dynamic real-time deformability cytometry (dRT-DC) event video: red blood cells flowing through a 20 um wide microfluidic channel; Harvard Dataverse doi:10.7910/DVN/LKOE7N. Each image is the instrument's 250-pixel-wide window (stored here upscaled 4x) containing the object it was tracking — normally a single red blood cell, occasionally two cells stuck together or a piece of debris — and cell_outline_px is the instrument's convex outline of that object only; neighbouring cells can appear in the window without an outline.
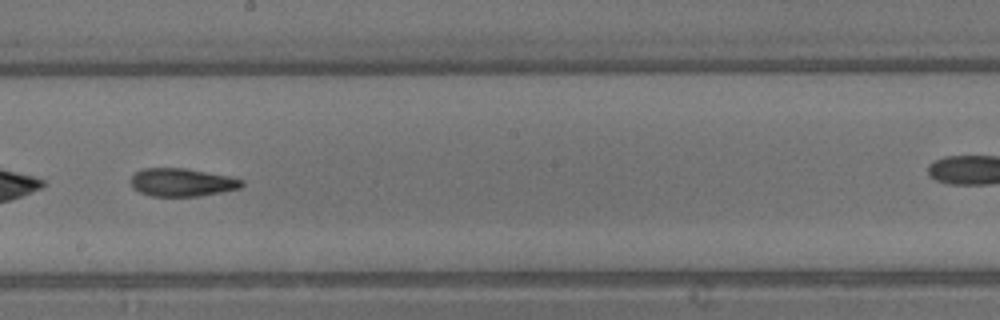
{"species": "common noctule bat (a hibernating species)", "species_latin": "Nyctalus noctula", "temperature_condition": "warm", "stored_images_in_passage": 26, "camera_frame_rate_fps": 3000, "um_per_image_px": 0.085, "animal": {"sex": "male", "body_mass_g": 13.3}, "frame": {"image": 1, "passage_image": 12, "time_ms": 3.667, "image_size_px": [1000, 320], "cell_outline_px": [[244, 184], [240, 188], [200, 196], [152, 196], [140, 192], [132, 188], [132, 176], [136, 172], [144, 168], [184, 168], [228, 176], [244, 180]], "centroid_in_image_um": [15.47, 15.5], "position_along_channel_um": 232.7, "area_um2": 17.98}, "authors_computed_cell_mechanics": {"area_um2": 18.2648, "velocity_mm_per_s": 4.7482, "shape_relaxation_time_tau1_ms": 7.6291, "shape_relaxation_time_tau2_ms": 9.2857, "deformation_change_tau1": 0.2469, "deformation_change_tau2": 0.2127}}